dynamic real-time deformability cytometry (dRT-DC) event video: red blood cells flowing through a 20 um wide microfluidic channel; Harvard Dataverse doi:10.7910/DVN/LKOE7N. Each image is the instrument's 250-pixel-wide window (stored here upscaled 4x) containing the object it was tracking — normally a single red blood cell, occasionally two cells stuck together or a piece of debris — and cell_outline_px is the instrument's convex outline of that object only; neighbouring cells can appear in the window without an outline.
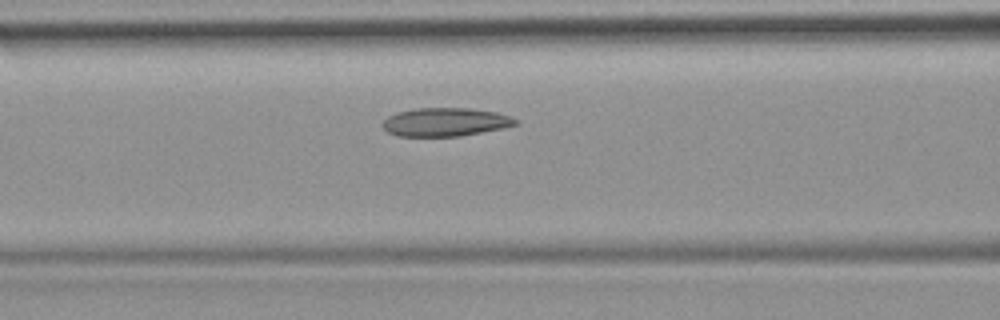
{"species": "common noctule bat (a hibernating species)", "species_latin": "Nyctalus noctula", "temperature_condition": "room temperature", "stored_images_in_passage": 8, "camera_frame_rate_fps": 3000, "um_per_image_px": 0.085, "animal": {"sex": "female", "body_mass_g": 19.9}, "frame": {"image": 1, "passage_image": 8, "time_ms": 9.0, "image_size_px": [1000, 320], "cell_outline_px": [[520, 124], [504, 128], [460, 136], [396, 136], [388, 132], [384, 128], [384, 120], [388, 116], [396, 112], [416, 108], [468, 108], [496, 112], [508, 116], [516, 120]], "centroid_in_image_um": [37.85, 10.37], "position_along_channel_um": 128.7, "area_um2": 21.96}}